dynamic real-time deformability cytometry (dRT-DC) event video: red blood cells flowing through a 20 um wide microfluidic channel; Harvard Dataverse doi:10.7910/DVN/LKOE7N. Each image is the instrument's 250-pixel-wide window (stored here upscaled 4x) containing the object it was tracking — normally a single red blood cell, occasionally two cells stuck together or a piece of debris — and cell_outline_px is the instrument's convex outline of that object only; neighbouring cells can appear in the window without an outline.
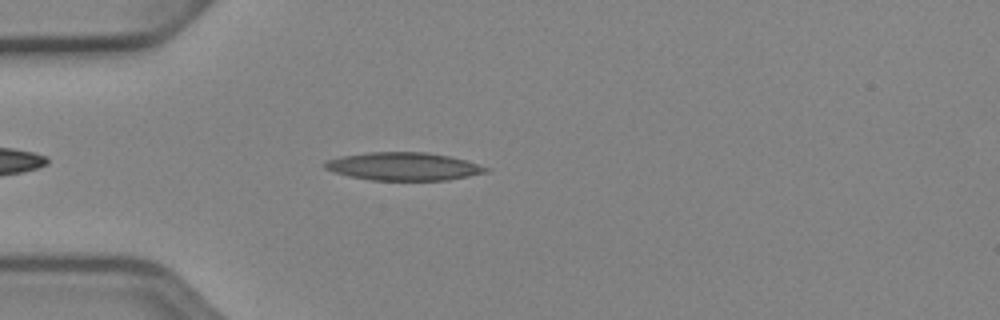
{"species": "Egyptian fruit bat (a non-hibernating species)", "species_latin": "Rousettus aegyptiacus", "temperature_condition": "cold", "stored_images_in_passage": 39, "camera_frame_rate_fps": 3000, "um_per_image_px": 0.085, "animal": {"sex": "female"}, "frame": {"image": 1, "passage_image": 5, "time_ms": 1.333, "image_size_px": [1000, 320], "cell_outline_px": [[492, 168], [488, 172], [448, 180], [372, 180], [348, 176], [324, 168], [324, 164], [328, 160], [340, 156], [368, 152], [424, 152], [448, 156], [468, 160]], "centroid_in_image_um": [34.35, 14.14], "position_along_channel_um": 50.6, "area_um2": 26.3}}
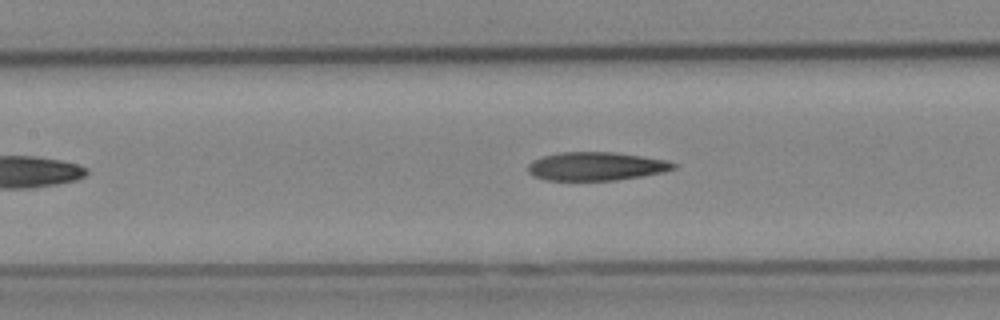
{"frame": {"image": 2, "passage_image": 14, "time_ms": 4.333, "image_size_px": [1000, 320], "cell_outline_px": [[676, 168], [660, 172], [640, 176], [616, 180], [544, 180], [532, 176], [528, 172], [528, 164], [532, 160], [544, 156], [560, 152], [616, 152], [668, 160], [676, 164]], "centroid_in_image_um": [50.63, 14.13], "position_along_channel_um": 156.8, "area_um2": 24.1}}
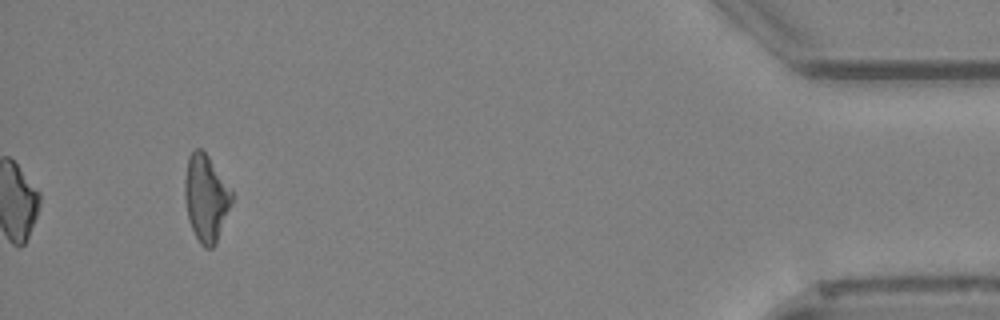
{"frame": {"image": 3, "passage_image": 39, "time_ms": 12.667, "image_size_px": [1000, 320], "cell_outline_px": [[232, 200], [216, 244], [212, 248], [204, 248], [200, 244], [188, 220], [184, 196], [184, 180], [188, 156], [196, 148], [200, 148], [208, 156], [232, 188]], "centroid_in_image_um": [17.5, 16.82], "position_along_channel_um": 417.7, "area_um2": 23.81}, "authors_computed_cell_mechanics": {"area_um2": 24.6806, "velocity_mm_per_s": 3.9556, "shape_relaxation_time_tau1_ms": null, "shape_relaxation_time_tau2_ms": 6.2688, "deformation_change_tau1": null, "deformation_change_tau2": 0.1988}}